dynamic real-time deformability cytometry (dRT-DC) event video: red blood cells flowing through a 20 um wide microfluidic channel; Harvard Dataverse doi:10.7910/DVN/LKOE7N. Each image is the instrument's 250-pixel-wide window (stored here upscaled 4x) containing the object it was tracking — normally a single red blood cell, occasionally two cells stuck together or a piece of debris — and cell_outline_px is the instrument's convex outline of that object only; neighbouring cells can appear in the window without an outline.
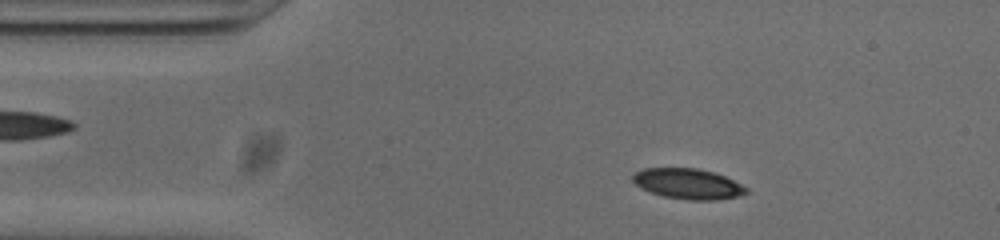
{"species": "common noctule bat (a hibernating species)", "species_latin": "Nyctalus noctula", "temperature_condition": "cold", "stored_images_in_passage": 51, "camera_frame_rate_fps": 3000, "um_per_image_px": 0.085, "animal": {"sex": "male", "body_mass_g": 20.0, "forearm_length_mm": 53.3}, "frame": {"image": 1, "passage_image": 7, "time_ms": 2.0, "image_size_px": [1000, 240], "cell_outline_px": [[748, 192], [736, 196], [716, 200], [688, 200], [664, 196], [640, 188], [632, 180], [632, 176], [636, 172], [644, 168], [696, 168], [712, 172], [724, 176], [748, 188]], "centroid_in_image_um": [58.45, 15.62], "position_along_channel_um": 26.5, "area_um2": 19.88}}
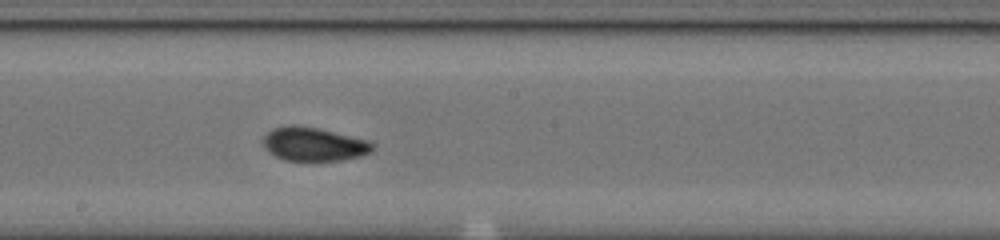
{"frame": {"image": 2, "passage_image": 26, "time_ms": 8.333, "image_size_px": [1000, 240], "cell_outline_px": [[376, 148], [360, 156], [340, 160], [284, 160], [268, 152], [264, 148], [264, 136], [272, 128], [288, 124], [296, 124], [320, 128], [368, 140], [376, 144]], "centroid_in_image_um": [26.67, 12.23], "position_along_channel_um": 221.5, "area_um2": 21.62}}
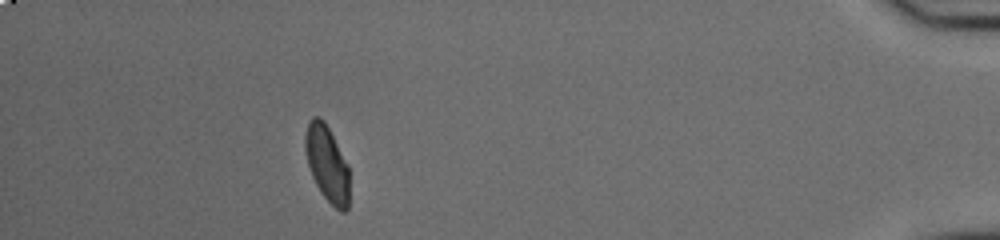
{"frame": {"image": 3, "passage_image": 46, "time_ms": 15.0, "image_size_px": [1000, 240], "cell_outline_px": [[348, 208], [344, 212], [340, 212], [320, 192], [312, 176], [308, 164], [304, 148], [304, 132], [308, 120], [312, 116], [320, 116], [324, 120], [348, 164]], "centroid_in_image_um": [27.77, 13.85], "position_along_channel_um": 407.4, "area_um2": 19.65}, "authors_computed_cell_mechanics": {"area_um2": 20.3456, "velocity_mm_per_s": 3.7846, "shape_relaxation_time_tau1_ms": 5.1752, "shape_relaxation_time_tau2_ms": 1.5855, "deformation_change_tau1": 0.1401, "deformation_change_tau2": 0.0558}}